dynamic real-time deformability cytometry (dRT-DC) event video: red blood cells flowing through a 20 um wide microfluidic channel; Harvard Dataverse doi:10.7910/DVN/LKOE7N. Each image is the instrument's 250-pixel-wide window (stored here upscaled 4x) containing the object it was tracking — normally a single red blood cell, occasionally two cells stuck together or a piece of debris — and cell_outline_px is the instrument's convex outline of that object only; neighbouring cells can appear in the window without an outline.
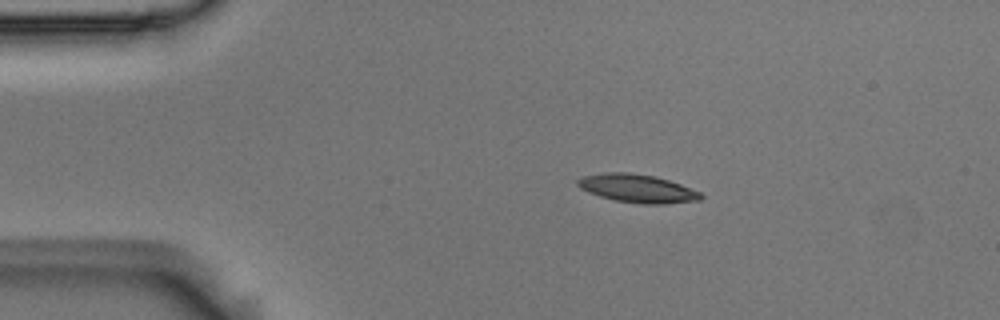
{"species": "Egyptian fruit bat (a non-hibernating species)", "species_latin": "Rousettus aegyptiacus", "temperature_condition": "room temperature", "stored_images_in_passage": 16, "camera_frame_rate_fps": 3000, "um_per_image_px": 0.085, "animal": {"sex": "male"}, "frame": {"image": 1, "passage_image": 1, "time_ms": 0.0, "image_size_px": [1000, 320], "cell_outline_px": [[704, 196], [700, 200], [664, 204], [640, 204], [616, 200], [600, 196], [588, 192], [580, 188], [576, 184], [576, 180], [584, 176], [604, 172], [628, 172], [656, 176], [680, 184], [700, 192]], "centroid_in_image_um": [54.17, 16.01], "position_along_channel_um": 30.8, "area_um2": 20.29}}
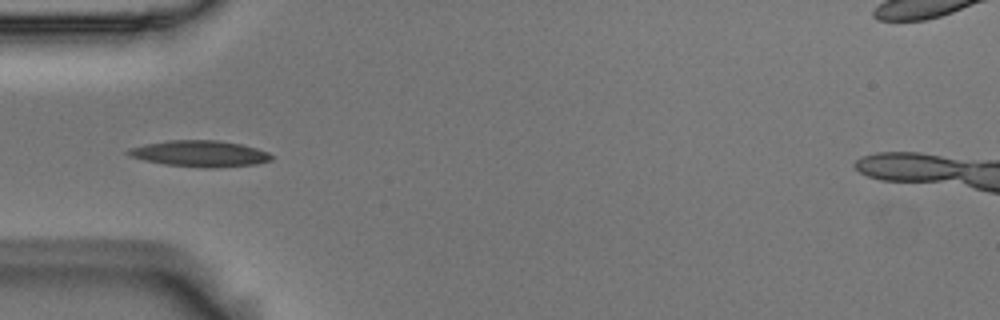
{"frame": {"image": 2, "passage_image": 8, "time_ms": 2.333, "image_size_px": [1000, 320], "cell_outline_px": [[272, 160], [256, 164], [212, 168], [204, 168], [164, 164], [144, 160], [128, 156], [124, 152], [128, 148], [144, 144], [168, 140], [220, 140], [240, 144], [256, 148], [268, 152], [272, 156]], "centroid_in_image_um": [16.94, 13.05], "position_along_channel_um": 68.1, "area_um2": 22.02}}